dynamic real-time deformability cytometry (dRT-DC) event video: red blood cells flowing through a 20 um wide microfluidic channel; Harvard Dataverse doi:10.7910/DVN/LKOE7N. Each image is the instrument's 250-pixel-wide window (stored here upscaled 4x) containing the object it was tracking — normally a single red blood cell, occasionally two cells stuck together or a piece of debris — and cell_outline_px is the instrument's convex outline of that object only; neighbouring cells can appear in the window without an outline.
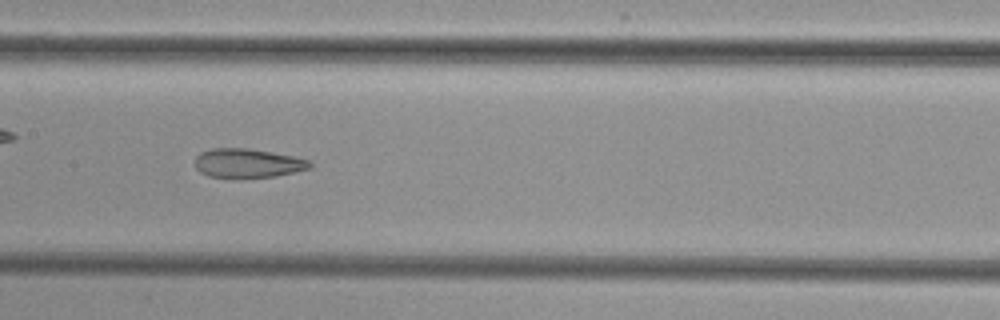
{"species": "common noctule bat (a hibernating species)", "species_latin": "Nyctalus noctula", "temperature_condition": "cold", "stored_images_in_passage": 45, "camera_frame_rate_fps": 3000, "um_per_image_px": 0.085, "animal": {"sex": "female", "body_mass_g": 29.2, "forearm_length_mm": 56.3}, "frame": {"image": 1, "passage_image": 26, "time_ms": 8.333, "image_size_px": [1000, 320], "cell_outline_px": [[312, 168], [276, 176], [208, 176], [200, 172], [196, 168], [196, 156], [200, 152], [212, 148], [248, 148], [272, 152], [292, 156], [308, 160], [312, 164]], "centroid_in_image_um": [21.06, 13.84], "position_along_channel_um": 186.3, "area_um2": 19.02}}
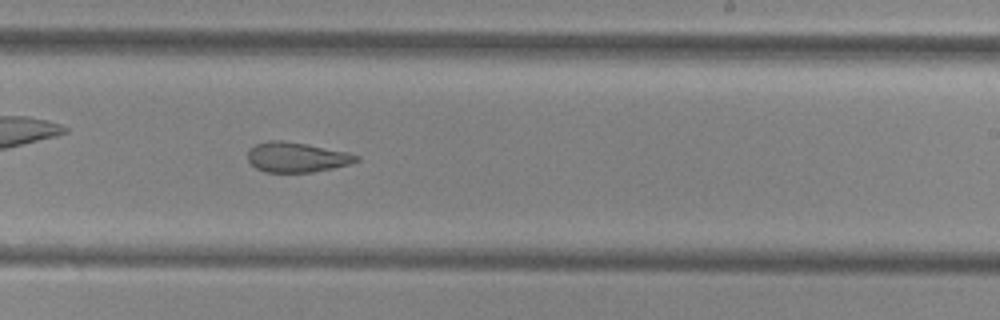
{"frame": {"image": 2, "passage_image": 32, "time_ms": 10.333, "image_size_px": [1000, 320], "cell_outline_px": [[360, 160], [348, 164], [332, 168], [312, 172], [264, 172], [256, 168], [248, 160], [248, 148], [256, 144], [268, 140], [280, 140], [304, 144], [348, 152], [360, 156]], "centroid_in_image_um": [25.19, 13.36], "position_along_channel_um": 263.8, "area_um2": 18.84}}